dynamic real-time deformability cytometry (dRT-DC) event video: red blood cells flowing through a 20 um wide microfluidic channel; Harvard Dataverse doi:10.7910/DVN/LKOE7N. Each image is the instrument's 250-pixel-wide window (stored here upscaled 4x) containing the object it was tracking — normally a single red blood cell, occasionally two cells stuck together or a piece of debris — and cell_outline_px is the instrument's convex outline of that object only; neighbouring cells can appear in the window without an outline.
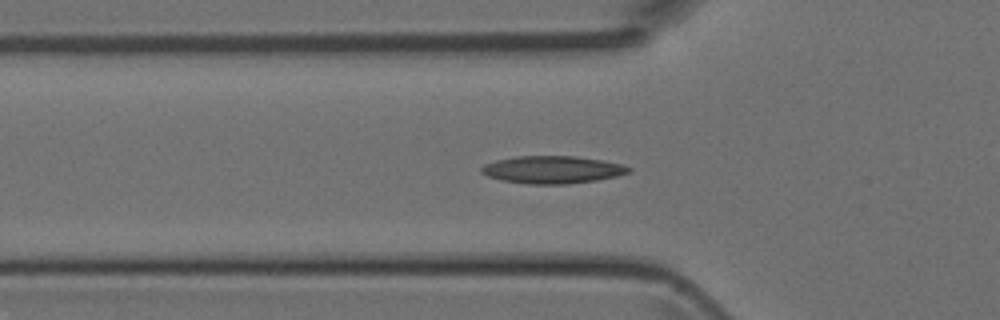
{"species": "Egyptian fruit bat (a non-hibernating species)", "species_latin": "Rousettus aegyptiacus", "temperature_condition": "room temperature", "stored_images_in_passage": 24, "camera_frame_rate_fps": 3000, "um_per_image_px": 0.085, "animal": {"sex": "female"}, "frame": {"image": 1, "passage_image": 6, "time_ms": 1.667, "image_size_px": [1000, 320], "cell_outline_px": [[632, 168], [628, 172], [616, 176], [596, 180], [568, 184], [528, 184], [500, 180], [488, 176], [480, 172], [480, 168], [484, 164], [496, 160], [516, 156], [576, 156], [624, 164]], "centroid_in_image_um": [46.92, 14.42], "position_along_channel_um": 78.9, "area_um2": 23.64}}
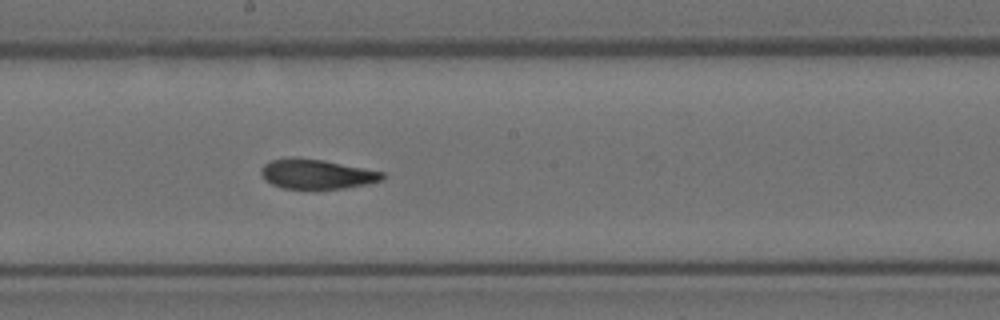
{"frame": {"image": 2, "passage_image": 16, "time_ms": 5.0, "image_size_px": [1000, 320], "cell_outline_px": [[384, 176], [380, 180], [368, 184], [344, 188], [316, 192], [284, 188], [272, 184], [264, 180], [260, 172], [260, 168], [264, 164], [272, 160], [324, 160], [384, 172]], "centroid_in_image_um": [26.93, 14.88], "position_along_channel_um": 221.3, "area_um2": 21.04}}
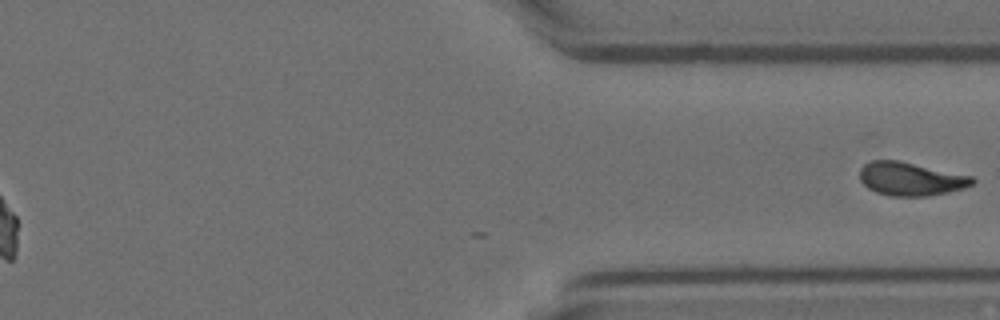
{"frame": {"image": 3, "passage_image": 24, "time_ms": 7.667, "image_size_px": [1000, 320], "cell_outline_px": [[976, 180], [972, 184], [964, 188], [948, 192], [928, 196], [888, 196], [876, 192], [868, 188], [860, 180], [860, 168], [864, 164], [872, 160], [900, 160], [972, 176]], "centroid_in_image_um": [77.4, 15.2], "position_along_channel_um": 334.0, "area_um2": 22.02}}